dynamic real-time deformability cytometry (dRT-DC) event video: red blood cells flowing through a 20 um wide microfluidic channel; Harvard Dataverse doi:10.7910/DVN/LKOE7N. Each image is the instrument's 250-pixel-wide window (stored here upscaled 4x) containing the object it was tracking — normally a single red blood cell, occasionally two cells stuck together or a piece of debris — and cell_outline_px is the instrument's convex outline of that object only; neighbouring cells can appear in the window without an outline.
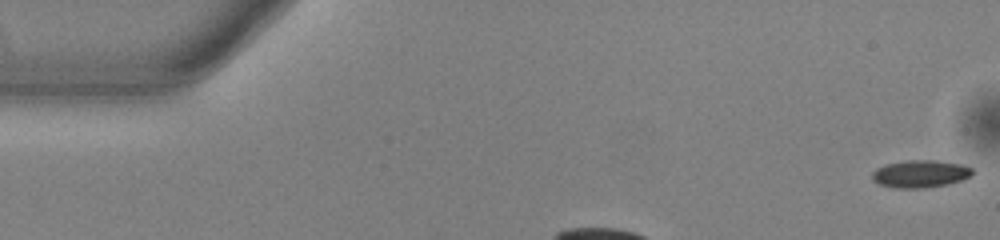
{"species": "common noctule bat (a hibernating species)", "species_latin": "Nyctalus noctula", "temperature_condition": "warm", "stored_images_in_passage": 7, "camera_frame_rate_fps": 3000, "um_per_image_px": 0.085, "animal": {"sex": "male", "body_mass_g": 13.0, "forearm_length_mm": 53.1}, "frame": {"image": 1, "passage_image": 1, "time_ms": 0.0, "image_size_px": [1000, 240], "cell_outline_px": [[972, 172], [968, 176], [960, 180], [944, 184], [924, 188], [896, 188], [876, 184], [872, 180], [872, 172], [876, 168], [884, 164], [908, 160], [936, 160], [960, 164], [972, 168]], "centroid_in_image_um": [78.13, 14.77], "position_along_channel_um": 6.9, "area_um2": 15.95}}